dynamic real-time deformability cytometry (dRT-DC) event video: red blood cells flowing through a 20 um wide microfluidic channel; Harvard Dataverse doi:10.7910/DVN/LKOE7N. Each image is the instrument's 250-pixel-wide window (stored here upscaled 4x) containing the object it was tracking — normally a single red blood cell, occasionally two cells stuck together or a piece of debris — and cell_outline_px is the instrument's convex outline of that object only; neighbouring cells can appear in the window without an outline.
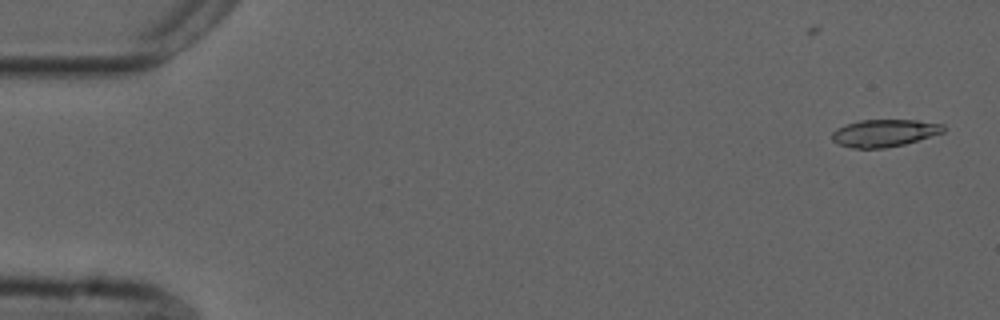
{"species": "common noctule bat (a hibernating species)", "species_latin": "Nyctalus noctula", "temperature_condition": "cold", "stored_images_in_passage": 14, "camera_frame_rate_fps": 3000, "um_per_image_px": 0.085, "animal": {"sex": "male", "forearm_length_mm": 52.5}, "frame": {"image": 1, "passage_image": 1, "time_ms": 0.0, "image_size_px": [1000, 320], "cell_outline_px": [[944, 132], [904, 144], [884, 148], [852, 148], [840, 144], [832, 140], [832, 132], [836, 128], [860, 120], [916, 120], [944, 124]], "centroid_in_image_um": [75.16, 11.3], "position_along_channel_um": 9.8, "area_um2": 17.57}}
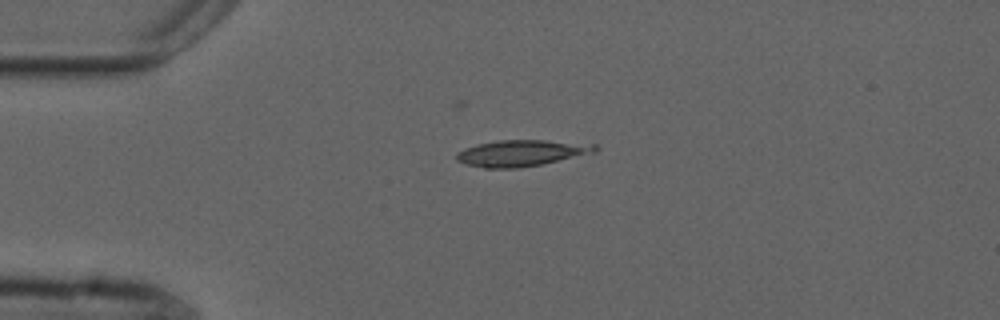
{"frame": {"image": 2, "passage_image": 12, "time_ms": 3.667, "image_size_px": [1000, 320], "cell_outline_px": [[600, 148], [596, 152], [540, 164], [516, 168], [484, 168], [468, 164], [456, 160], [456, 152], [464, 148], [476, 144], [496, 140], [544, 140], [596, 144]], "centroid_in_image_um": [44.31, 12.99], "position_along_channel_um": 40.7, "area_um2": 21.15}}